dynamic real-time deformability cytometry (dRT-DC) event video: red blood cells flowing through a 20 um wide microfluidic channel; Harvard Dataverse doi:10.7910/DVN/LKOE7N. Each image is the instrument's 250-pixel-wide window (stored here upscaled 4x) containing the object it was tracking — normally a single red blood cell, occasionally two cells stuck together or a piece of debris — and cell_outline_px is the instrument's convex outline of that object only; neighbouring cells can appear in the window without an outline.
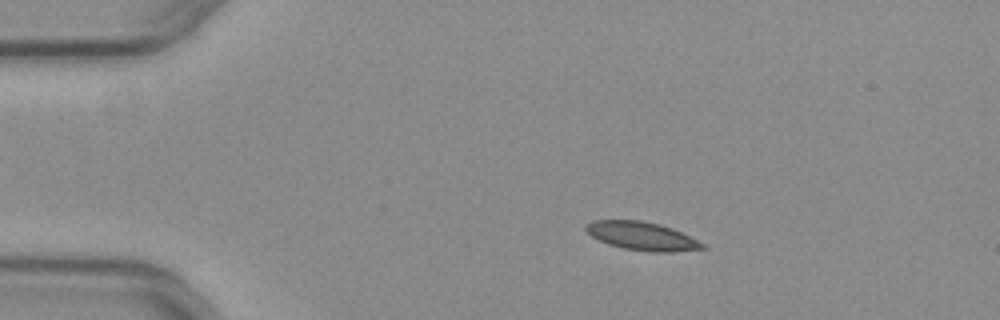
{"species": "common noctule bat (a hibernating species)", "species_latin": "Nyctalus noctula", "temperature_condition": "warm", "stored_images_in_passage": 53, "camera_frame_rate_fps": 3000, "um_per_image_px": 0.085, "animal": {"sex": "female", "body_mass_g": 29.2, "forearm_length_mm": 56.3}, "frame": {"image": 1, "passage_image": 10, "time_ms": 3.0, "image_size_px": [1000, 320], "cell_outline_px": [[708, 248], [672, 252], [652, 252], [624, 248], [608, 244], [592, 236], [584, 228], [584, 224], [592, 220], [640, 220], [660, 224], [672, 228], [704, 244]], "centroid_in_image_um": [54.54, 20.06], "position_along_channel_um": 30.5, "area_um2": 19.13}}
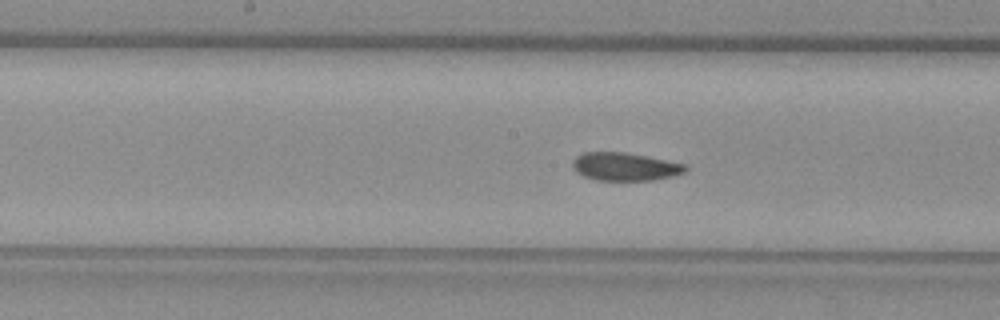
{"frame": {"image": 2, "passage_image": 27, "time_ms": 8.667, "image_size_px": [1000, 320], "cell_outline_px": [[688, 168], [684, 172], [672, 176], [652, 180], [596, 180], [584, 176], [576, 172], [572, 168], [572, 160], [576, 156], [584, 152], [624, 152], [648, 156], [688, 164]], "centroid_in_image_um": [53.12, 14.15], "position_along_channel_um": 195.1, "area_um2": 18.61}}
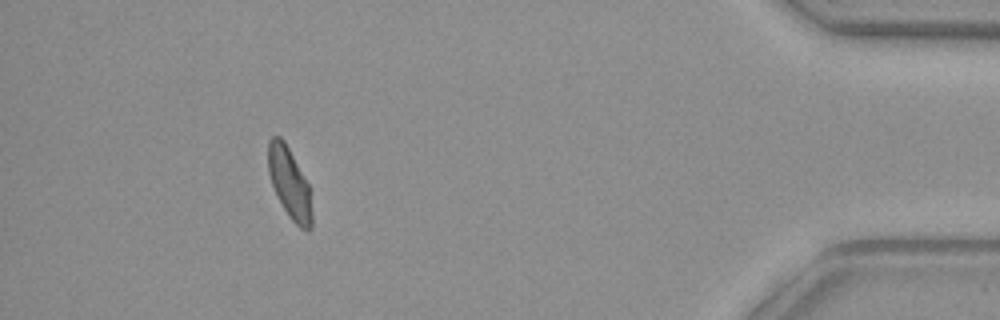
{"frame": {"image": 3, "passage_image": 48, "time_ms": 15.667, "image_size_px": [1000, 320], "cell_outline_px": [[312, 228], [308, 232], [300, 228], [288, 216], [272, 184], [268, 172], [268, 140], [272, 136], [280, 136], [284, 140], [308, 184], [312, 212]], "centroid_in_image_um": [24.61, 15.58], "position_along_channel_um": 410.6, "area_um2": 17.8}, "authors_computed_cell_mechanics": {"area_um2": 18.7272, "velocity_mm_per_s": 3.9373, "shape_relaxation_time_tau1_ms": 7.2283, "shape_relaxation_time_tau2_ms": 2.3794, "deformation_change_tau1": 0.1595, "deformation_change_tau2": 0.0691}}